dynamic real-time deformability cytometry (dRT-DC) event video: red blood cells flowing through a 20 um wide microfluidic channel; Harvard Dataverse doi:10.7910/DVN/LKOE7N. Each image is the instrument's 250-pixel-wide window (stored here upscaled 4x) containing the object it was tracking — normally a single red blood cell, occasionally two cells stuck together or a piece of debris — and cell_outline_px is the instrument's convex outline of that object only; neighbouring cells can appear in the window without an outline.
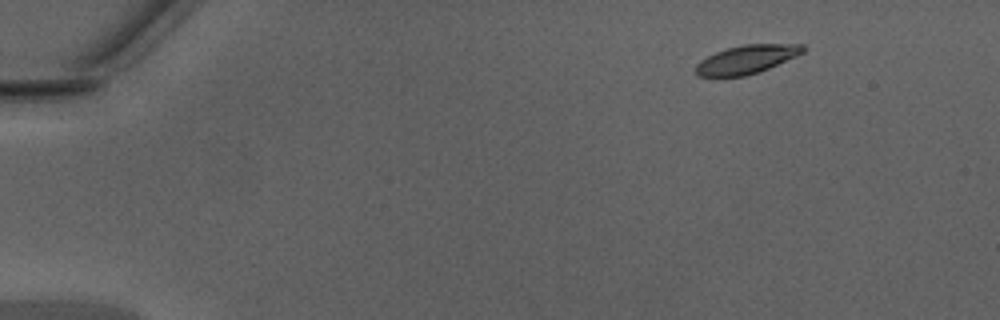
{"species": "Egyptian fruit bat (a non-hibernating species)", "species_latin": "Rousettus aegyptiacus", "temperature_condition": "warm", "stored_images_in_passage": 9, "camera_frame_rate_fps": 3000, "um_per_image_px": 0.085, "animal": {"sex": "male"}, "frame": {"image": 1, "passage_image": 1, "time_ms": 0.0, "image_size_px": [1000, 320], "cell_outline_px": [[804, 52], [796, 56], [760, 72], [744, 76], [696, 76], [696, 64], [700, 60], [716, 52], [728, 48], [744, 44], [804, 44]], "centroid_in_image_um": [63.46, 5.05], "position_along_channel_um": 21.5, "area_um2": 17.69}}